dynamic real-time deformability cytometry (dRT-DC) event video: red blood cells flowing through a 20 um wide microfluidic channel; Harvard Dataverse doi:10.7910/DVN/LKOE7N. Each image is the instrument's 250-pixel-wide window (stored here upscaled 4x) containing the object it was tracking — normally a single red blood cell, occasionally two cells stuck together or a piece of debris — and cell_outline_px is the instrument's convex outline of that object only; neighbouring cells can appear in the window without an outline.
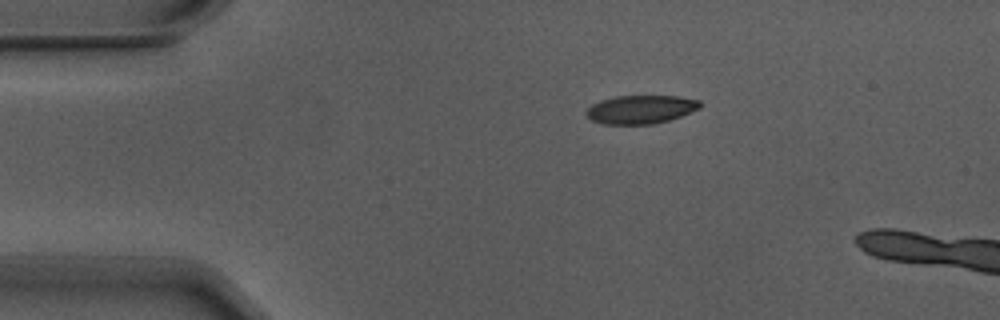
{"species": "Egyptian fruit bat (a non-hibernating species)", "species_latin": "Rousettus aegyptiacus", "temperature_condition": "warm", "stored_images_in_passage": 3, "camera_frame_rate_fps": 3000, "um_per_image_px": 0.085, "animal": {"sex": "male"}, "frame": {"image": 1, "passage_image": 1, "time_ms": 0.0, "image_size_px": [1000, 320], "cell_outline_px": [[704, 104], [700, 108], [680, 116], [668, 120], [652, 124], [604, 124], [592, 120], [584, 112], [592, 104], [600, 100], [616, 96], [680, 96], [700, 100]], "centroid_in_image_um": [54.48, 9.29], "position_along_channel_um": 30.5, "area_um2": 18.9}}